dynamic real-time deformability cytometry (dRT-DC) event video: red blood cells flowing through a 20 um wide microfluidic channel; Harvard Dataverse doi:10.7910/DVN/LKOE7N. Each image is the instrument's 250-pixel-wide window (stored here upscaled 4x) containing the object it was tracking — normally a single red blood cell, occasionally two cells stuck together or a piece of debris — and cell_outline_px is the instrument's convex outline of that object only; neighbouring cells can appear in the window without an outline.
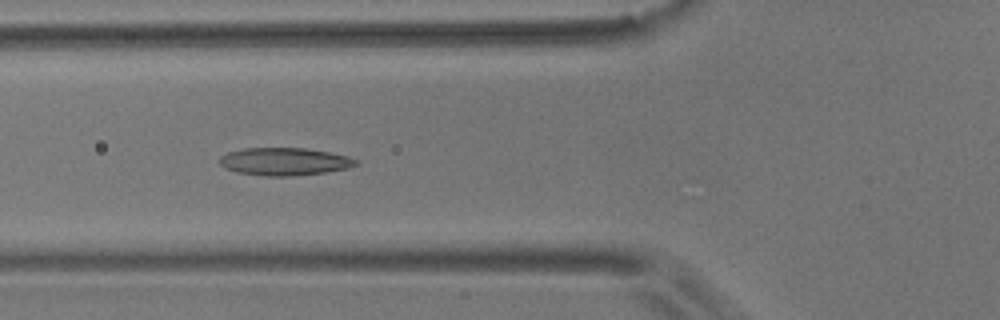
{"species": "common noctule bat (a hibernating species)", "species_latin": "Nyctalus noctula", "temperature_condition": "room temperature", "stored_images_in_passage": 7, "camera_frame_rate_fps": 3000, "um_per_image_px": 0.085, "animal": {"sex": "male", "body_mass_g": 17.9}, "frame": {"image": 1, "passage_image": 5, "time_ms": 5.333, "image_size_px": [1000, 320], "cell_outline_px": [[360, 164], [348, 168], [324, 172], [288, 176], [264, 176], [236, 172], [224, 168], [220, 164], [220, 156], [228, 152], [244, 148], [304, 148], [328, 152], [348, 156], [360, 160]], "centroid_in_image_um": [24.19, 13.73], "position_along_channel_um": 101.6, "area_um2": 22.02}}
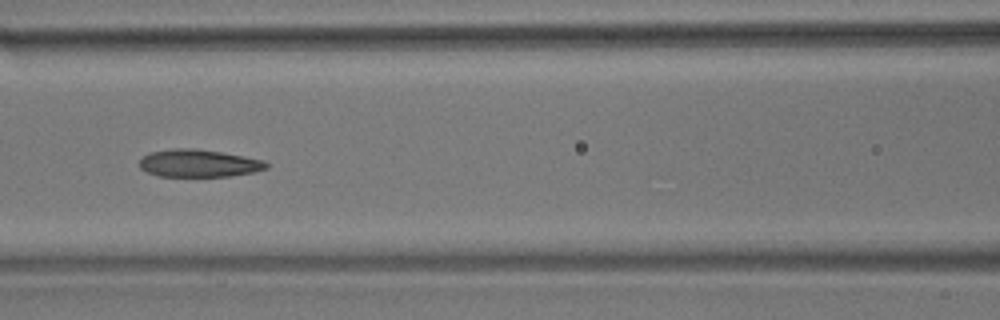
{"frame": {"image": 2, "passage_image": 6, "time_ms": 6.667, "image_size_px": [1000, 320], "cell_outline_px": [[268, 168], [256, 172], [232, 176], [156, 176], [140, 168], [140, 160], [148, 152], [172, 148], [196, 148], [220, 152], [264, 160], [268, 164]], "centroid_in_image_um": [16.89, 13.88], "position_along_channel_um": 149.7, "area_um2": 20.46}}
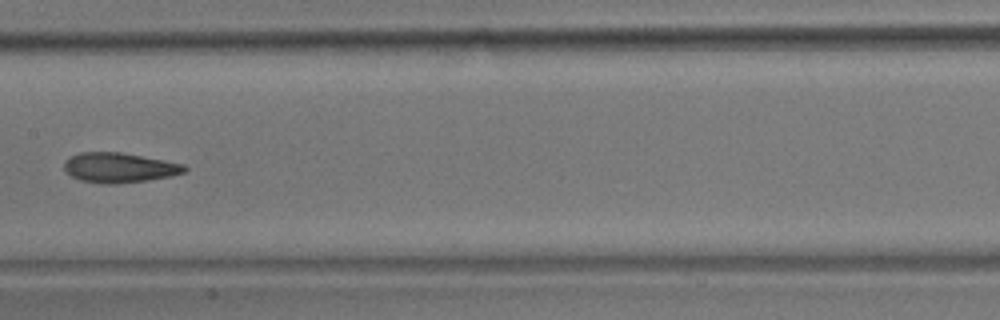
{"frame": {"image": 3, "passage_image": 7, "time_ms": 8.0, "image_size_px": [1000, 320], "cell_outline_px": [[188, 168], [184, 172], [172, 176], [148, 180], [116, 184], [100, 184], [80, 180], [72, 176], [64, 168], [64, 160], [68, 156], [80, 152], [120, 152], [184, 164]], "centroid_in_image_um": [10.11, 14.25], "position_along_channel_um": 197.3, "area_um2": 21.04}}